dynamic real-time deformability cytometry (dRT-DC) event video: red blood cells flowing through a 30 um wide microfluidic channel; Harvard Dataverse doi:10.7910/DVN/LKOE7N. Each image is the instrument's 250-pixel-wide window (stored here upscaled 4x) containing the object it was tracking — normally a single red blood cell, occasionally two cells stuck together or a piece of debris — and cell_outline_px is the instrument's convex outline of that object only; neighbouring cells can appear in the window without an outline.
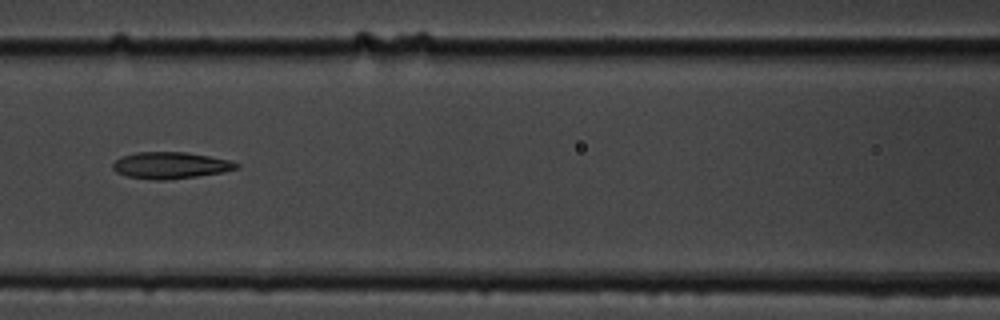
{"species": "common noctule bat (a hibernating species)", "species_latin": "Nyctalus noctula", "temperature_condition": "cold", "stored_images_in_passage": 9, "camera_frame_rate_fps": 3000, "um_per_image_px": 0.085, "animal": {"sex": "male", "body_mass_g": 19.5, "forearm_length_mm": 54.6}, "frame": {"image": 1, "passage_image": 7, "time_ms": 7.0, "image_size_px": [1000, 320], "cell_outline_px": [[240, 168], [224, 172], [168, 180], [156, 180], [124, 176], [116, 172], [112, 168], [112, 164], [120, 156], [136, 152], [184, 152], [232, 160], [240, 164]], "centroid_in_image_um": [14.49, 14.05], "position_along_channel_um": 152.1, "area_um2": 19.36}}
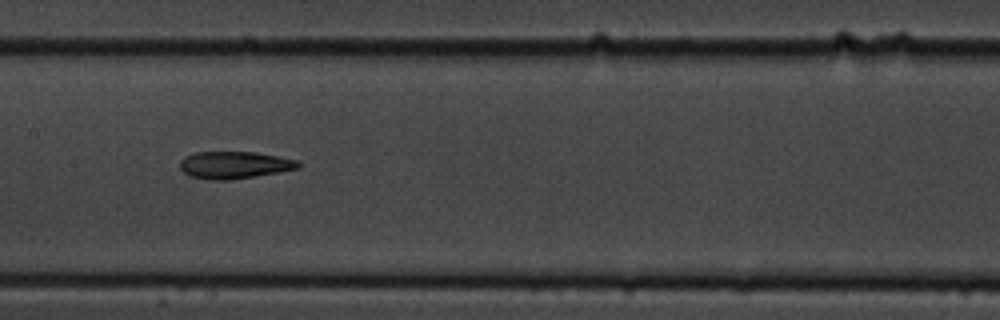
{"frame": {"image": 2, "passage_image": 8, "time_ms": 8.0, "image_size_px": [1000, 320], "cell_outline_px": [[304, 164], [300, 168], [280, 172], [232, 180], [212, 180], [188, 176], [180, 168], [180, 160], [184, 156], [196, 152], [256, 152], [296, 160]], "centroid_in_image_um": [19.93, 14.03], "position_along_channel_um": 187.5, "area_um2": 18.96}}
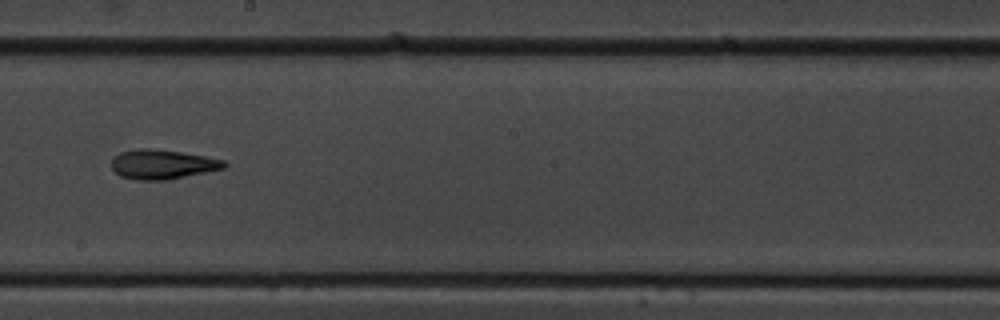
{"frame": {"image": 3, "passage_image": 9, "time_ms": 9.333, "image_size_px": [1000, 320], "cell_outline_px": [[228, 164], [224, 168], [168, 180], [136, 180], [120, 176], [112, 168], [112, 156], [120, 152], [140, 148], [148, 148], [180, 152], [204, 156], [224, 160]], "centroid_in_image_um": [13.78, 13.97], "position_along_channel_um": 234.4, "area_um2": 19.31}}